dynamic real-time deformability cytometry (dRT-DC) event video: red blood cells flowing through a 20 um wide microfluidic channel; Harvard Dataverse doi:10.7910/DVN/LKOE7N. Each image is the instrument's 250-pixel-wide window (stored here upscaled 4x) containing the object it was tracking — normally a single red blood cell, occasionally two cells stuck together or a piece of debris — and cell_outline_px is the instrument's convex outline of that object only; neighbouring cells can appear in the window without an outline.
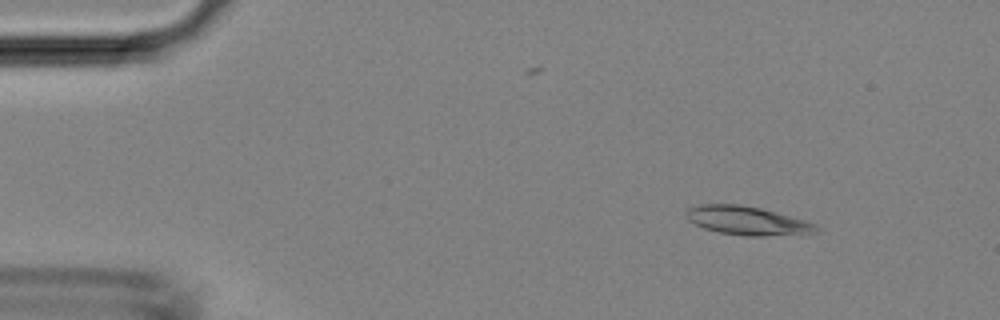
{"species": "Egyptian fruit bat (a non-hibernating species)", "species_latin": "Rousettus aegyptiacus", "temperature_condition": "room temperature", "stored_images_in_passage": 46, "camera_frame_rate_fps": 3000, "um_per_image_px": 0.085, "animal": {"sex": "female"}, "frame": {"image": 1, "passage_image": 6, "time_ms": 1.667, "image_size_px": [1000, 320], "cell_outline_px": [[820, 232], [764, 236], [744, 236], [720, 232], [704, 228], [688, 220], [684, 216], [684, 212], [688, 208], [696, 204], [740, 204], [760, 208], [776, 212], [804, 220], [816, 224], [820, 228]], "centroid_in_image_um": [63.48, 18.75], "position_along_channel_um": 21.5, "area_um2": 21.79}}
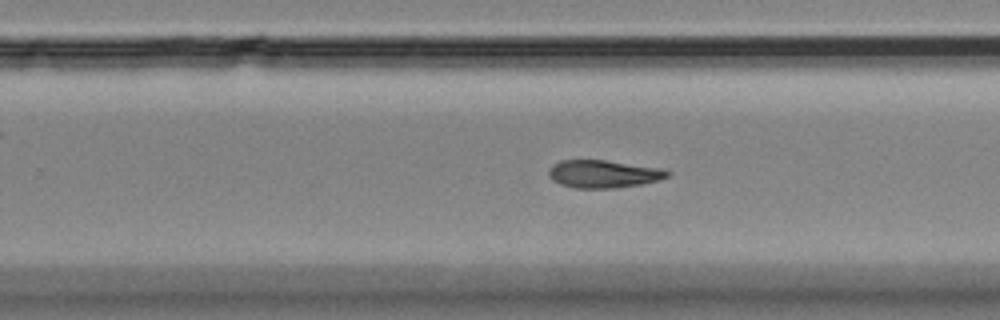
{"frame": {"image": 2, "passage_image": 29, "time_ms": 9.333, "image_size_px": [1000, 320], "cell_outline_px": [[672, 172], [668, 176], [660, 180], [640, 184], [616, 188], [576, 188], [560, 184], [552, 180], [548, 176], [548, 168], [552, 164], [560, 160], [604, 160], [664, 168]], "centroid_in_image_um": [51.29, 14.78], "position_along_channel_um": 278.5, "area_um2": 19.42}}
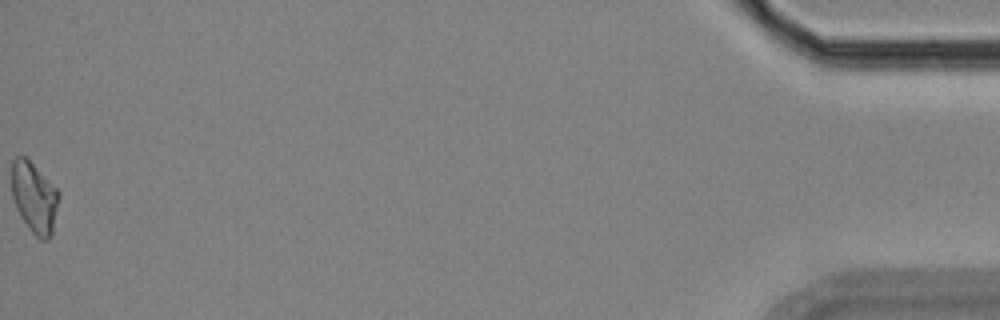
{"frame": {"image": 3, "passage_image": 46, "time_ms": 15.0, "image_size_px": [1000, 320], "cell_outline_px": [[60, 196], [52, 236], [48, 240], [40, 240], [32, 232], [20, 216], [16, 208], [12, 196], [12, 160], [16, 156], [24, 156], [60, 192]], "centroid_in_image_um": [2.93, 16.83], "position_along_channel_um": 432.3, "area_um2": 19.42}}